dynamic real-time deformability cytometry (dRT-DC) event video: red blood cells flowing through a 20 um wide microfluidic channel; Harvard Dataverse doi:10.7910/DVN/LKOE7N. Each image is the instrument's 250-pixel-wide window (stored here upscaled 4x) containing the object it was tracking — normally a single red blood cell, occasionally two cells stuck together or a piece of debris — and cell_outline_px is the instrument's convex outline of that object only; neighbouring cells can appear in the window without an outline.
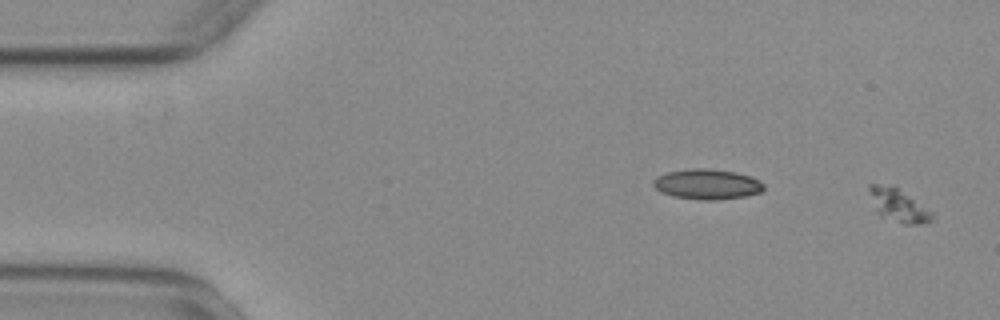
{"species": "common noctule bat (a hibernating species)", "species_latin": "Nyctalus noctula", "temperature_condition": "warm", "stored_images_in_passage": 57, "camera_frame_rate_fps": 3000, "um_per_image_px": 0.085, "animal": {"sex": "female", "body_mass_g": 29.2, "forearm_length_mm": 56.3}, "frame": {"image": 1, "passage_image": 2, "time_ms": 0.333, "image_size_px": [1000, 320], "cell_outline_px": [[932, 220], [916, 224], [904, 224], [880, 216], [876, 212], [868, 188], [868, 184], [892, 184], [932, 212]], "centroid_in_image_um": [76.3, 17.43], "position_along_channel_um": 8.7, "area_um2": 11.85}}
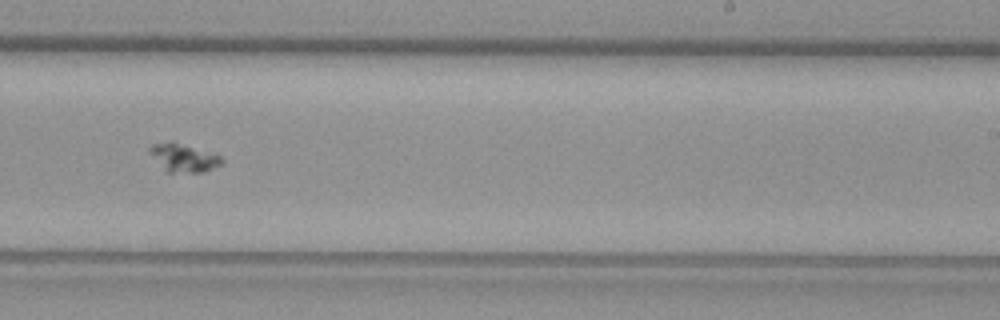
{"frame": {"image": 2, "passage_image": 35, "time_ms": 11.333, "image_size_px": [1000, 320], "cell_outline_px": [[224, 164], [204, 172], [168, 172], [148, 152], [148, 148], [152, 144], [172, 140], [220, 156], [224, 160]], "centroid_in_image_um": [15.61, 13.39], "position_along_channel_um": 273.4, "area_um2": 11.79}}
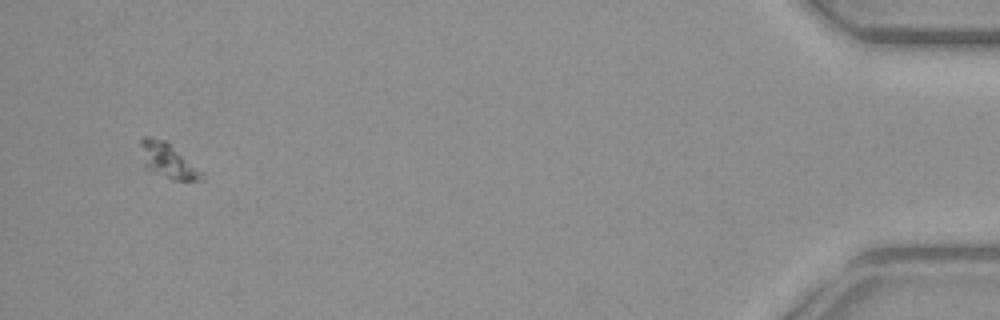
{"frame": {"image": 3, "passage_image": 54, "time_ms": 17.667, "image_size_px": [1000, 320], "cell_outline_px": [[204, 180], [172, 180], [148, 168], [144, 164], [140, 144], [140, 140], [144, 136], [148, 136], [164, 140], [200, 172], [204, 176]], "centroid_in_image_um": [14.21, 13.65], "position_along_channel_um": 421.0, "area_um2": 11.56}}